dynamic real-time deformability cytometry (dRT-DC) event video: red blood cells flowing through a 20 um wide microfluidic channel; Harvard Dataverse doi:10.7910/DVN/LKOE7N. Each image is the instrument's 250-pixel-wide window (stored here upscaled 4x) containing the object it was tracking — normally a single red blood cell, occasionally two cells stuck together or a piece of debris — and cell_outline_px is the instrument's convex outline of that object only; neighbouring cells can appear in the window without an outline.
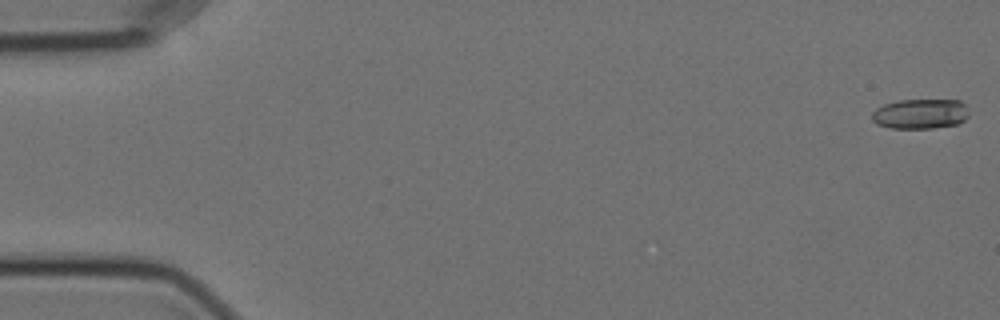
{"species": "Egyptian fruit bat (a non-hibernating species)", "species_latin": "Rousettus aegyptiacus", "temperature_condition": "cold", "stored_images_in_passage": 11, "camera_frame_rate_fps": 3000, "um_per_image_px": 0.085, "animal": {"sex": "female"}, "frame": {"image": 1, "passage_image": 1, "time_ms": 0.0, "image_size_px": [1000, 320], "cell_outline_px": [[968, 116], [960, 124], [932, 128], [888, 128], [876, 124], [872, 120], [872, 112], [876, 108], [884, 104], [900, 100], [960, 100], [964, 104], [968, 112]], "centroid_in_image_um": [78.22, 9.68], "position_along_channel_um": 6.8, "area_um2": 17.05}}